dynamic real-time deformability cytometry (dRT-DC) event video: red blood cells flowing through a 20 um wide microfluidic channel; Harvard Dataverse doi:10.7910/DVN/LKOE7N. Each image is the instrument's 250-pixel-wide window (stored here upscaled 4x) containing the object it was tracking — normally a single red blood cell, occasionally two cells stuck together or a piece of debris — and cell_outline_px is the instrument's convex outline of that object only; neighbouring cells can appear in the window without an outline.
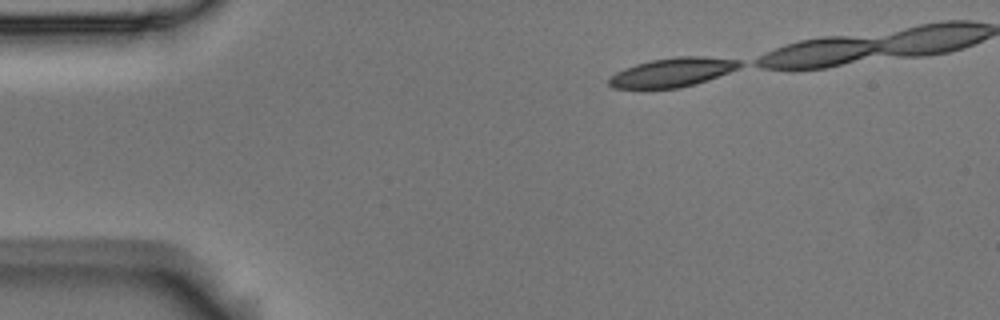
{"species": "Egyptian fruit bat (a non-hibernating species)", "species_latin": "Rousettus aegyptiacus", "temperature_condition": "room temperature", "stored_images_in_passage": 16, "camera_frame_rate_fps": 3000, "um_per_image_px": 0.085, "animal": {"sex": "male"}, "frame": {"image": 1, "passage_image": 1, "time_ms": 0.0, "image_size_px": [1000, 320], "cell_outline_px": [[744, 64], [728, 72], [680, 88], [612, 88], [608, 84], [608, 76], [624, 68], [636, 64], [652, 60], [676, 56], [704, 56], [744, 60]], "centroid_in_image_um": [57.12, 6.13], "position_along_channel_um": 27.9, "area_um2": 21.96}}
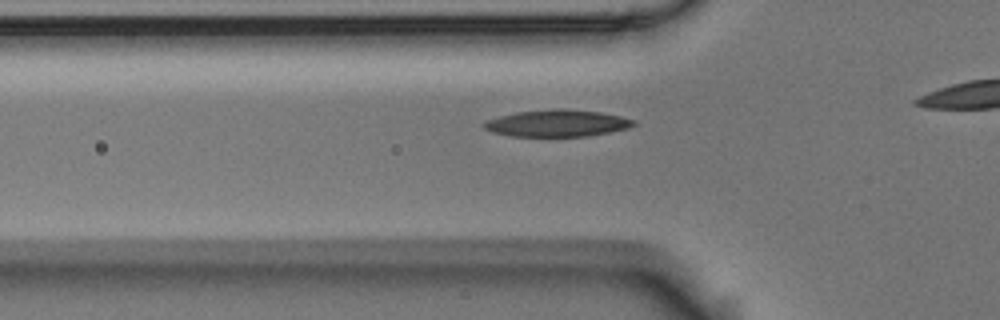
{"frame": {"image": 2, "passage_image": 10, "time_ms": 3.0, "image_size_px": [1000, 320], "cell_outline_px": [[636, 124], [628, 128], [588, 136], [512, 136], [492, 132], [484, 128], [484, 124], [488, 120], [500, 116], [516, 112], [552, 108], [568, 108], [600, 112], [620, 116], [636, 120]], "centroid_in_image_um": [47.39, 10.46], "position_along_channel_um": 78.4, "area_um2": 23.41}}
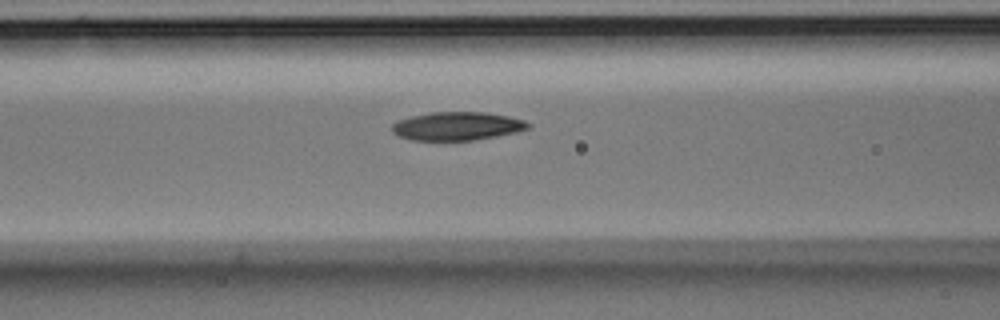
{"frame": {"image": 3, "passage_image": 14, "time_ms": 4.333, "image_size_px": [1000, 320], "cell_outline_px": [[532, 124], [528, 128], [516, 132], [496, 136], [472, 140], [412, 140], [400, 136], [392, 132], [392, 124], [396, 120], [412, 116], [432, 112], [484, 112], [508, 116], [524, 120]], "centroid_in_image_um": [38.85, 10.71], "position_along_channel_um": 127.8, "area_um2": 22.43}}